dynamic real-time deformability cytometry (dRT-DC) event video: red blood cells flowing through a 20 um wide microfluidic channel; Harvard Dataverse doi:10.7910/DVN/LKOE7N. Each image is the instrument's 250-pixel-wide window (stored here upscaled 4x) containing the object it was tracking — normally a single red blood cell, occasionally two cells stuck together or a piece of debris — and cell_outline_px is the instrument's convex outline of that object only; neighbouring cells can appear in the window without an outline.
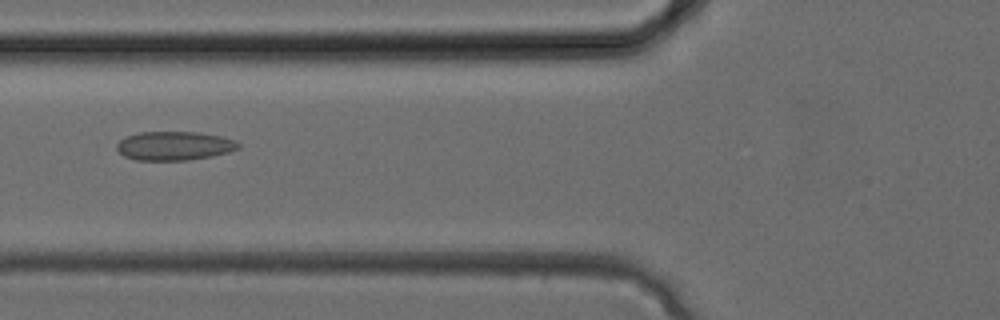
{"species": "common noctule bat (a hibernating species)", "species_latin": "Nyctalus noctula", "temperature_condition": "cold", "stored_images_in_passage": 27, "camera_frame_rate_fps": 3000, "um_per_image_px": 0.085, "animal": {"sex": "female", "body_mass_g": 24.6, "forearm_length_mm": 56.2}, "frame": {"image": 1, "passage_image": 7, "time_ms": 2.0, "image_size_px": [1000, 320], "cell_outline_px": [[240, 148], [228, 152], [212, 156], [188, 160], [136, 160], [124, 156], [116, 148], [116, 144], [120, 140], [128, 136], [140, 132], [200, 132], [220, 136], [236, 140], [240, 144]], "centroid_in_image_um": [14.84, 12.39], "position_along_channel_um": 111.0, "area_um2": 20.46}}
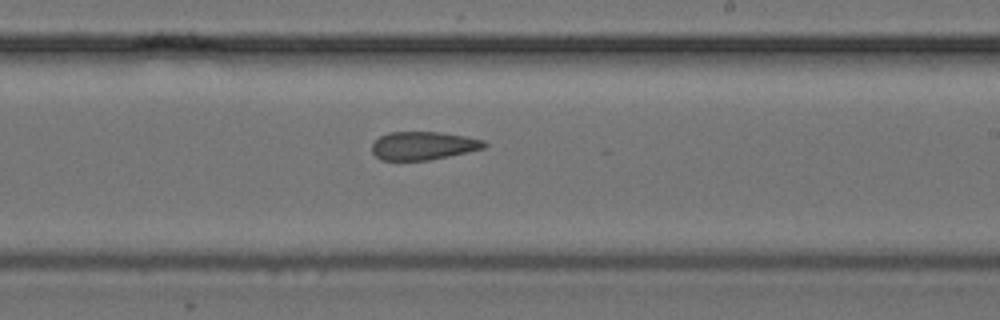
{"frame": {"image": 2, "passage_image": 14, "time_ms": 4.333, "image_size_px": [1000, 320], "cell_outline_px": [[488, 144], [484, 148], [432, 160], [380, 160], [372, 152], [372, 144], [380, 136], [388, 132], [440, 132], [464, 136], [484, 140]], "centroid_in_image_um": [35.97, 12.38], "position_along_channel_um": 253.0, "area_um2": 18.5}}
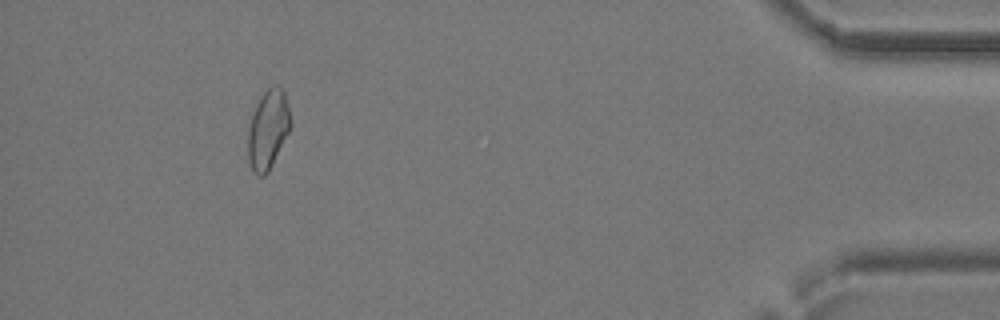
{"frame": {"image": 3, "passage_image": 25, "time_ms": 8.0, "image_size_px": [1000, 320], "cell_outline_px": [[292, 124], [268, 172], [264, 176], [256, 176], [248, 164], [248, 128], [252, 112], [256, 104], [264, 92], [272, 84], [280, 84], [284, 92], [288, 104], [292, 120]], "centroid_in_image_um": [22.77, 10.98], "position_along_channel_um": 412.4, "area_um2": 19.88}}